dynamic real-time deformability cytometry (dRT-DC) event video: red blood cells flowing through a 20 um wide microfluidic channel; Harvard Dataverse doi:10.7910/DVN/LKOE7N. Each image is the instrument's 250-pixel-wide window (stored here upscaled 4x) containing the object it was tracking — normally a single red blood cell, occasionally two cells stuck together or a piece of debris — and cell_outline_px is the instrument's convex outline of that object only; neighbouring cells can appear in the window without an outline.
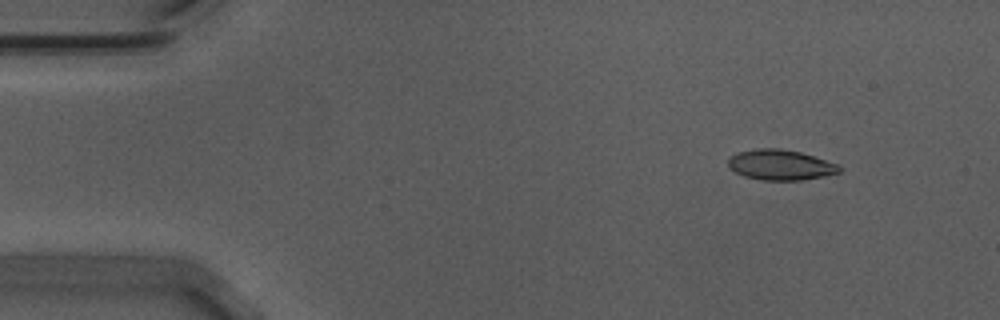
{"species": "Egyptian fruit bat (a non-hibernating species)", "species_latin": "Rousettus aegyptiacus", "temperature_condition": "warm", "stored_images_in_passage": 49, "camera_frame_rate_fps": 3000, "um_per_image_px": 0.085, "animal": {"sex": "male"}, "frame": {"image": 1, "passage_image": 1, "time_ms": 0.0, "image_size_px": [1000, 320], "cell_outline_px": [[840, 172], [824, 176], [800, 180], [764, 180], [744, 176], [728, 168], [728, 156], [736, 152], [756, 148], [780, 148], [800, 152], [840, 164]], "centroid_in_image_um": [66.31, 14.0], "position_along_channel_um": 18.7, "area_um2": 19.83}}
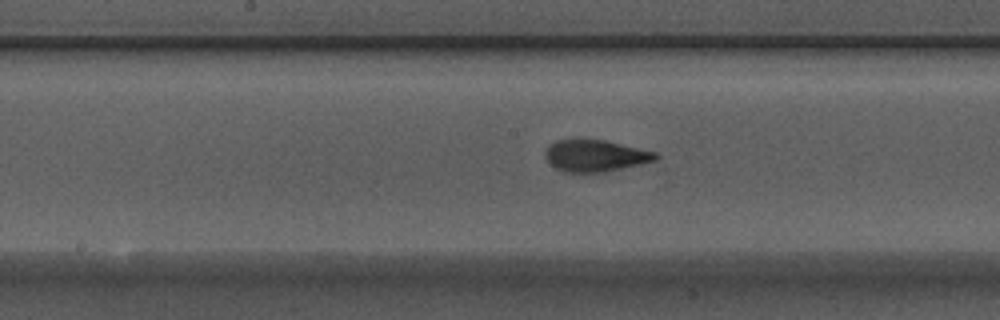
{"frame": {"image": 2, "passage_image": 23, "time_ms": 7.333, "image_size_px": [1000, 320], "cell_outline_px": [[660, 156], [656, 160], [640, 164], [604, 172], [564, 172], [556, 168], [544, 156], [544, 152], [548, 144], [556, 140], [604, 140], [656, 152]], "centroid_in_image_um": [50.59, 13.24], "position_along_channel_um": 197.6, "area_um2": 20.23}}
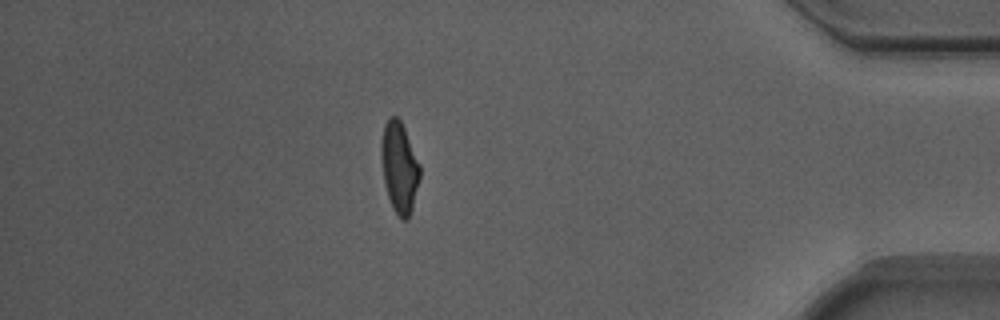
{"frame": {"image": 3, "passage_image": 43, "time_ms": 14.0, "image_size_px": [1000, 320], "cell_outline_px": [[420, 180], [412, 208], [408, 220], [400, 220], [392, 208], [388, 196], [384, 180], [380, 156], [380, 144], [384, 124], [392, 116], [396, 116], [400, 120], [404, 128], [420, 164]], "centroid_in_image_um": [33.94, 14.26], "position_along_channel_um": 401.3, "area_um2": 20.58}, "authors_computed_cell_mechanics": {"area_um2": 20.4612, "velocity_mm_per_s": 3.7243, "shape_relaxation_time_tau1_ms": 3.4337, "shape_relaxation_time_tau2_ms": 1.2287, "deformation_change_tau1": 0.1955, "deformation_change_tau2": 0.085}}